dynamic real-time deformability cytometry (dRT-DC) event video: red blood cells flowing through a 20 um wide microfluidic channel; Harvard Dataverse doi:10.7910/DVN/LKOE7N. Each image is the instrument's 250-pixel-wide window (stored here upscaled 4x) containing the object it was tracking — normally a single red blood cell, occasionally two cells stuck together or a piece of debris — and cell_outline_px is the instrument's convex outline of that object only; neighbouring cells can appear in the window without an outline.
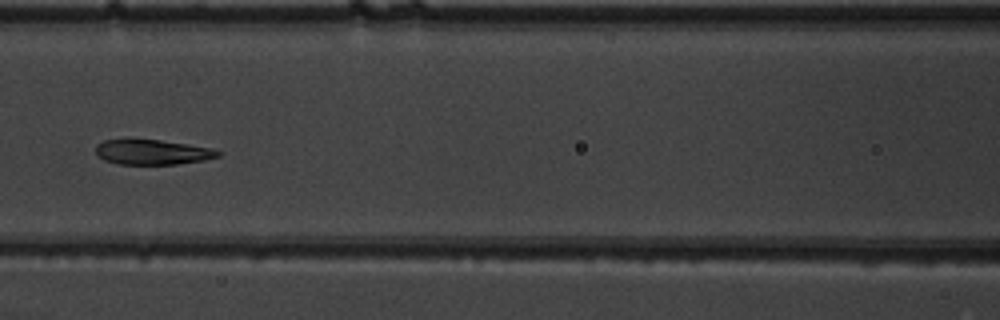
{"species": "common noctule bat (a hibernating species)", "species_latin": "Nyctalus noctula", "temperature_condition": "warm", "stored_images_in_passage": 8, "camera_frame_rate_fps": 3000, "um_per_image_px": 0.085, "animal": {"sex": "male", "body_mass_g": 19.5, "forearm_length_mm": 54.6}, "frame": {"image": 1, "passage_image": 7, "time_ms": 2.0, "image_size_px": [1000, 320], "cell_outline_px": [[224, 152], [220, 156], [204, 160], [176, 164], [120, 164], [104, 160], [96, 152], [96, 144], [104, 140], [128, 136], [160, 140], [188, 144], [212, 148]], "centroid_in_image_um": [12.93, 12.88], "position_along_channel_um": 153.7, "area_um2": 18.5}}
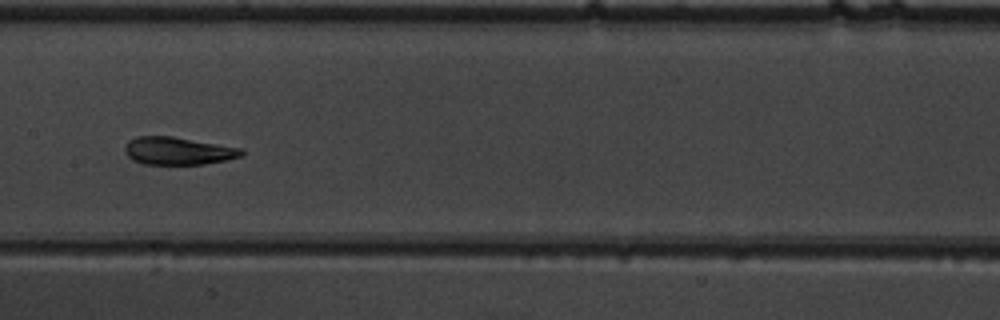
{"frame": {"image": 2, "passage_image": 8, "time_ms": 2.333, "image_size_px": [1000, 320], "cell_outline_px": [[244, 152], [240, 156], [228, 160], [204, 164], [144, 164], [132, 160], [124, 152], [124, 148], [128, 140], [136, 136], [172, 136], [244, 148]], "centroid_in_image_um": [15.13, 12.82], "position_along_channel_um": 192.3, "area_um2": 19.02}}